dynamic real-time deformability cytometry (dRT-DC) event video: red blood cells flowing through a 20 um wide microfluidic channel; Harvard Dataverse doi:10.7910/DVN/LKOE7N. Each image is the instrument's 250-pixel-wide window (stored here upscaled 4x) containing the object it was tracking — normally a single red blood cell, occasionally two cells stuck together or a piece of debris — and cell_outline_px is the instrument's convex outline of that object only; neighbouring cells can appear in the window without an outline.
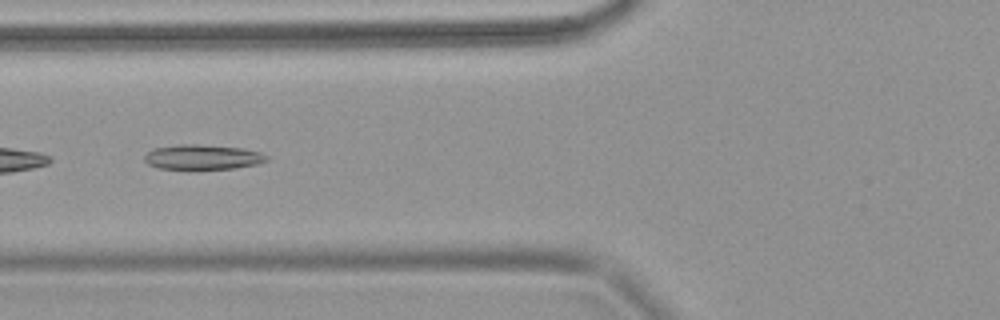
{"species": "common noctule bat (a hibernating species)", "species_latin": "Nyctalus noctula", "temperature_condition": "warm", "stored_images_in_passage": 9, "segment_of_instrument_passage": [2, 2], "camera_frame_rate_fps": 3000, "um_per_image_px": 0.085, "animal": {"sex": "female", "body_mass_g": 18.4}, "frame": {"image": 1, "passage_image": 8, "time_ms": 2.333, "image_size_px": [1000, 320], "cell_outline_px": [[268, 160], [260, 164], [236, 168], [156, 168], [148, 164], [144, 160], [144, 156], [152, 148], [180, 144], [200, 144], [244, 148], [260, 152], [268, 156]], "centroid_in_image_um": [17.25, 13.33], "position_along_channel_um": 108.6, "area_um2": 17.74}}